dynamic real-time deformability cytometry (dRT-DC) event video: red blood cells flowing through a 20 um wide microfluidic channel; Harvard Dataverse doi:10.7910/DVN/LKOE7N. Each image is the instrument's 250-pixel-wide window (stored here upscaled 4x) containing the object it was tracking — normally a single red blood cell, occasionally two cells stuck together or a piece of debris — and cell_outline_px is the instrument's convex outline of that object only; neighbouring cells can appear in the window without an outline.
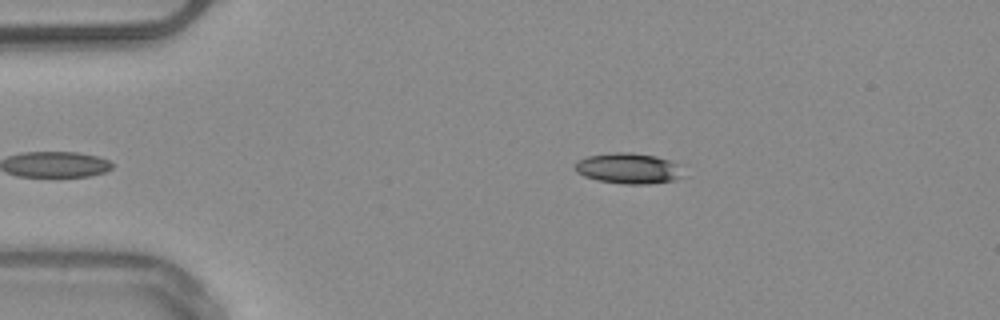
{"species": "common noctule bat (a hibernating species)", "species_latin": "Nyctalus noctula", "temperature_condition": "warm", "stored_images_in_passage": 35, "camera_frame_rate_fps": 3000, "um_per_image_px": 0.085, "animal": {"sex": "male", "body_mass_g": 20.4}, "frame": {"image": 1, "passage_image": 1, "time_ms": 0.0, "image_size_px": [1000, 320], "cell_outline_px": [[688, 176], [672, 180], [648, 184], [624, 184], [596, 180], [584, 176], [576, 172], [572, 168], [572, 164], [576, 160], [588, 156], [612, 152], [632, 152], [656, 156], [668, 160], [676, 164]], "centroid_in_image_um": [53.37, 14.31], "position_along_channel_um": 31.6, "area_um2": 19.71}}
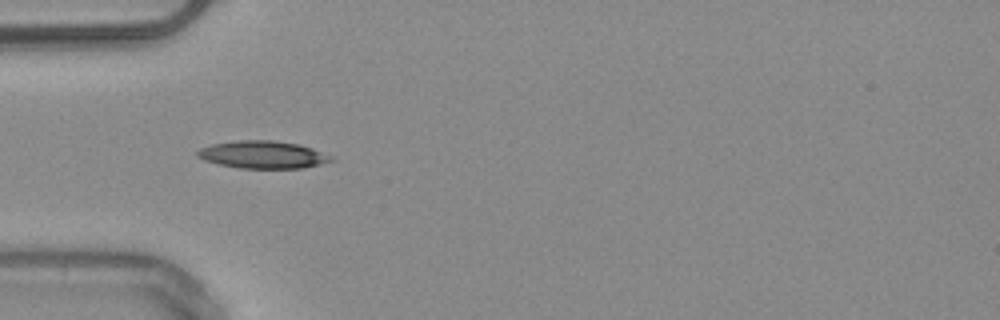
{"frame": {"image": 2, "passage_image": 7, "time_ms": 2.0, "image_size_px": [1000, 320], "cell_outline_px": [[336, 160], [304, 168], [240, 168], [220, 164], [204, 160], [196, 156], [196, 152], [200, 148], [212, 144], [236, 140], [272, 140], [300, 144], [312, 148], [332, 156]], "centroid_in_image_um": [22.35, 13.14], "position_along_channel_um": 62.6, "area_um2": 21.5}}
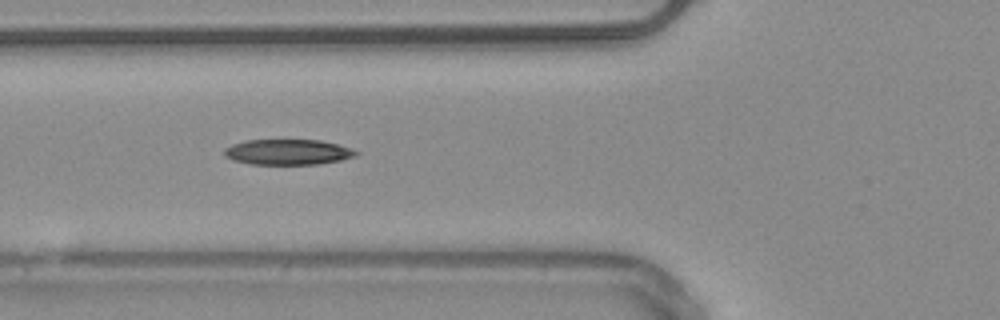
{"frame": {"image": 3, "passage_image": 10, "time_ms": 3.0, "image_size_px": [1000, 320], "cell_outline_px": [[360, 152], [356, 156], [340, 160], [320, 164], [248, 164], [232, 160], [224, 156], [224, 148], [232, 144], [244, 140], [320, 140], [352, 148]], "centroid_in_image_um": [24.45, 12.92], "position_along_channel_um": 101.4, "area_um2": 19.71}, "authors_computed_cell_mechanics": {"area_um2": 19.7676, "velocity_mm_per_s": 4.0275, "shape_relaxation_time_tau1_ms": 5.5617, "shape_relaxation_time_tau2_ms": null, "deformation_change_tau1": 0.1589, "deformation_change_tau2": null}}